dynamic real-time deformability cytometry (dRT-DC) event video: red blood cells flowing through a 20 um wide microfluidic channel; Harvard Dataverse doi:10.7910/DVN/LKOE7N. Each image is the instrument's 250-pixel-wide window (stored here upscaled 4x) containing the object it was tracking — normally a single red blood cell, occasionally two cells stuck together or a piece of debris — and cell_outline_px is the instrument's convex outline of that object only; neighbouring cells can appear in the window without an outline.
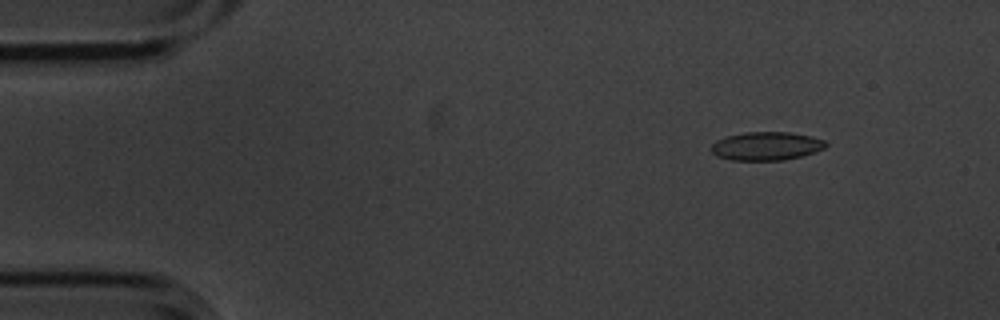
{"species": "common noctule bat (a hibernating species)", "species_latin": "Nyctalus noctula", "temperature_condition": "cold", "stored_images_in_passage": 3, "camera_frame_rate_fps": 3000, "um_per_image_px": 0.085, "animal": {"sex": "male", "body_mass_g": 20.1, "forearm_length_mm": 53.5}, "frame": {"image": 1, "passage_image": 1, "time_ms": 0.0, "image_size_px": [1000, 320], "cell_outline_px": [[828, 144], [824, 148], [800, 156], [784, 160], [732, 160], [716, 156], [712, 152], [712, 144], [716, 140], [724, 136], [744, 132], [788, 132], [812, 136], [824, 140]], "centroid_in_image_um": [65.11, 12.4], "position_along_channel_um": 19.9, "area_um2": 18.96}}